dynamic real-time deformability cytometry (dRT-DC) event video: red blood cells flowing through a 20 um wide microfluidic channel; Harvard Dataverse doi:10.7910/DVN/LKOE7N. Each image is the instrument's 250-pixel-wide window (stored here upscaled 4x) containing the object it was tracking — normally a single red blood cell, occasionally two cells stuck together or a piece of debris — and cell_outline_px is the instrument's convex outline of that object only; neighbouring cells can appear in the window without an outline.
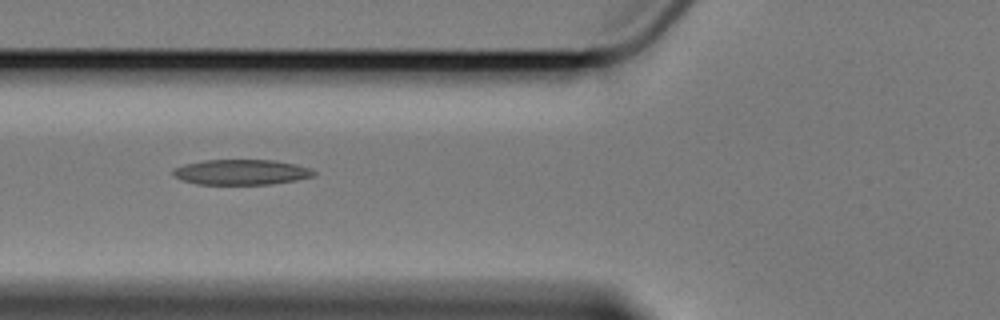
{"species": "Egyptian fruit bat (a non-hibernating species)", "species_latin": "Rousettus aegyptiacus", "temperature_condition": "cold", "stored_images_in_passage": 7, "camera_frame_rate_fps": 3000, "um_per_image_px": 0.085, "animal": {"sex": "female"}, "frame": {"image": 1, "passage_image": 6, "time_ms": 6.0, "image_size_px": [1000, 320], "cell_outline_px": [[316, 176], [296, 180], [272, 184], [196, 184], [184, 180], [176, 176], [172, 172], [176, 168], [184, 164], [204, 160], [276, 160], [296, 164], [308, 168], [316, 172]], "centroid_in_image_um": [20.56, 14.63], "position_along_channel_um": 105.2, "area_um2": 20.63}}
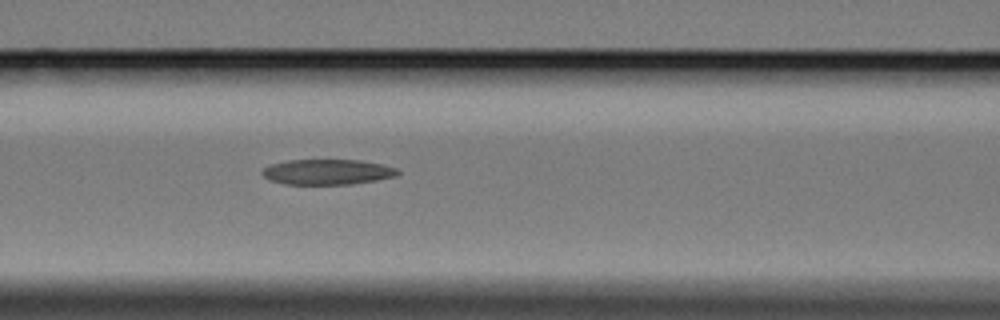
{"frame": {"image": 2, "passage_image": 7, "time_ms": 7.0, "image_size_px": [1000, 320], "cell_outline_px": [[400, 172], [396, 176], [376, 180], [352, 184], [284, 184], [272, 180], [264, 176], [260, 172], [264, 168], [272, 164], [288, 160], [360, 160], [384, 164], [396, 168]], "centroid_in_image_um": [27.86, 14.61], "position_along_channel_um": 138.7, "area_um2": 19.94}}